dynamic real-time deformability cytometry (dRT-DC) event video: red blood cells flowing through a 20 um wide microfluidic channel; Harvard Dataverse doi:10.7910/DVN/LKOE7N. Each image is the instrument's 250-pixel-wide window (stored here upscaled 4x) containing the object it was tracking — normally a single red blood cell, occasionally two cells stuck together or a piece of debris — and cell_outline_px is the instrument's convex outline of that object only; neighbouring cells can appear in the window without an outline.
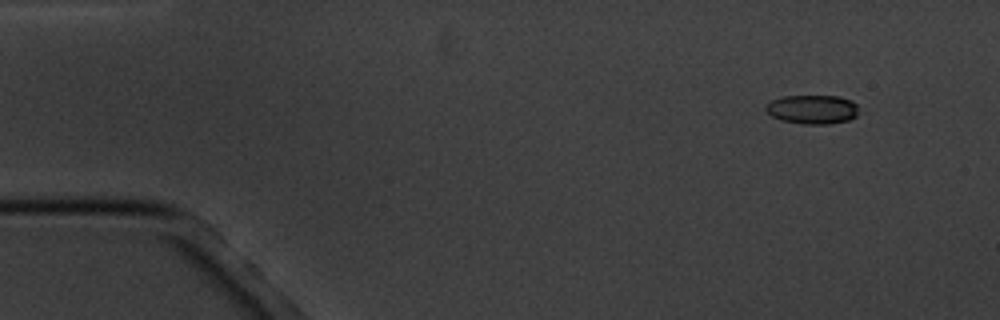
{"species": "common noctule bat (a hibernating species)", "species_latin": "Nyctalus noctula", "temperature_condition": "cold", "stored_images_in_passage": 5, "camera_frame_rate_fps": 3000, "um_per_image_px": 0.085, "animal": {"sex": "male", "body_mass_g": 20.1, "forearm_length_mm": 53.5}, "frame": {"image": 1, "passage_image": 1, "time_ms": 0.0, "image_size_px": [1000, 320], "cell_outline_px": [[856, 116], [848, 120], [828, 124], [804, 124], [780, 120], [772, 116], [764, 108], [772, 100], [780, 96], [840, 96], [852, 100], [856, 104]], "centroid_in_image_um": [69.04, 9.29], "position_along_channel_um": 16.0, "area_um2": 15.66}}
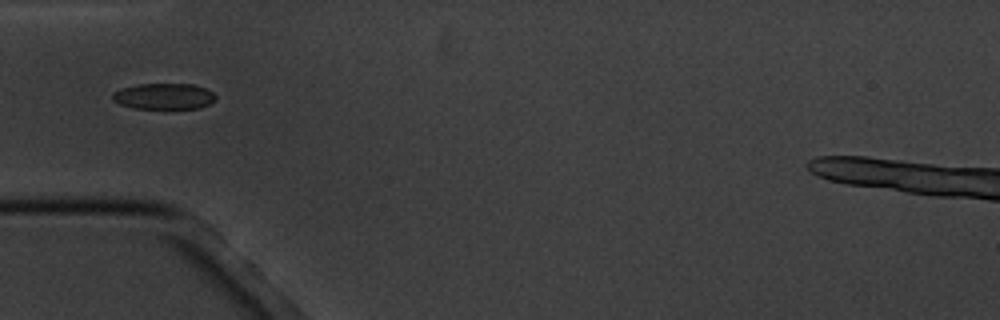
{"frame": {"image": 2, "passage_image": 4, "time_ms": 4.333, "image_size_px": [1000, 320], "cell_outline_px": [[216, 100], [200, 108], [132, 108], [120, 104], [112, 100], [112, 92], [120, 88], [136, 84], [192, 84], [204, 88], [212, 92], [216, 96]], "centroid_in_image_um": [13.9, 8.18], "position_along_channel_um": 71.1, "area_um2": 15.66}}
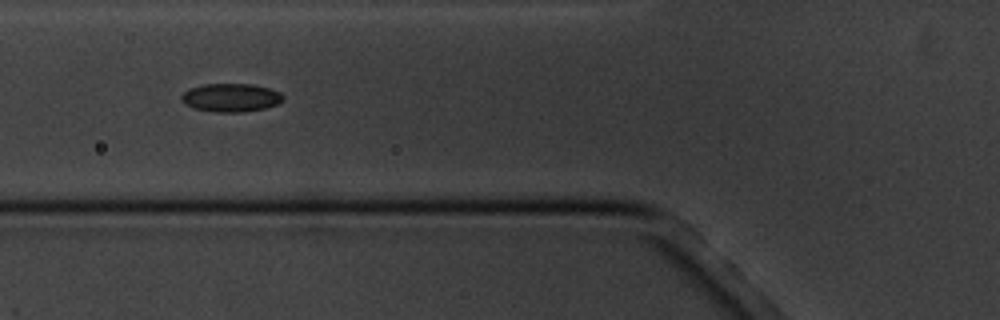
{"frame": {"image": 3, "passage_image": 5, "time_ms": 5.333, "image_size_px": [1000, 320], "cell_outline_px": [[284, 100], [276, 104], [264, 108], [244, 112], [216, 112], [196, 108], [184, 104], [180, 100], [180, 96], [188, 88], [204, 84], [252, 84], [268, 88], [280, 92], [284, 96]], "centroid_in_image_um": [19.61, 8.29], "position_along_channel_um": 106.2, "area_um2": 16.82}}